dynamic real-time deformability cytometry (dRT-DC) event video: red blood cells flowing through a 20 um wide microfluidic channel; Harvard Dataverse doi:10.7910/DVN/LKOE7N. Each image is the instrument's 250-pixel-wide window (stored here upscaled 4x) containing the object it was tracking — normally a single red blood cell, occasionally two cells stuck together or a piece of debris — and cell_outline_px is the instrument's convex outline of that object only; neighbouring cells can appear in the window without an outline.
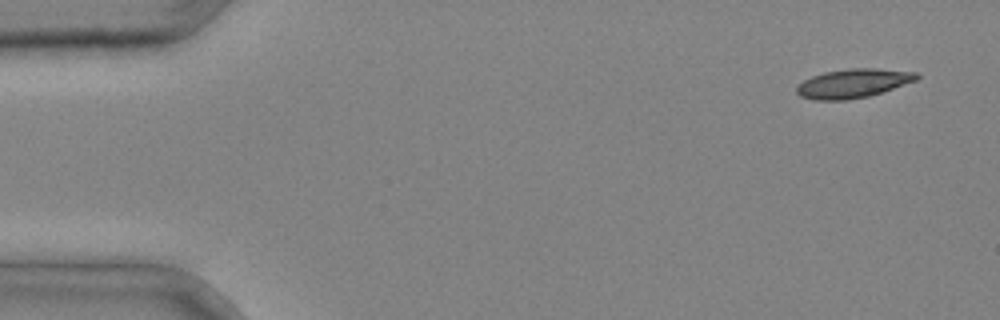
{"species": "common noctule bat (a hibernating species)", "species_latin": "Nyctalus noctula", "temperature_condition": "cold", "stored_images_in_passage": 4, "segment_of_instrument_passage": [2, 2], "camera_frame_rate_fps": 3000, "um_per_image_px": 0.085, "animal": {"sex": "male", "body_mass_g": 20.4}, "frame": {"image": 1, "passage_image": 4, "time_ms": 1.0, "image_size_px": [1000, 320], "cell_outline_px": [[920, 76], [916, 80], [868, 96], [848, 100], [816, 100], [800, 96], [796, 92], [796, 88], [804, 80], [812, 76], [824, 72], [848, 68], [872, 68], [916, 72]], "centroid_in_image_um": [72.48, 7.08], "position_along_channel_um": 12.5, "area_um2": 20.0}}